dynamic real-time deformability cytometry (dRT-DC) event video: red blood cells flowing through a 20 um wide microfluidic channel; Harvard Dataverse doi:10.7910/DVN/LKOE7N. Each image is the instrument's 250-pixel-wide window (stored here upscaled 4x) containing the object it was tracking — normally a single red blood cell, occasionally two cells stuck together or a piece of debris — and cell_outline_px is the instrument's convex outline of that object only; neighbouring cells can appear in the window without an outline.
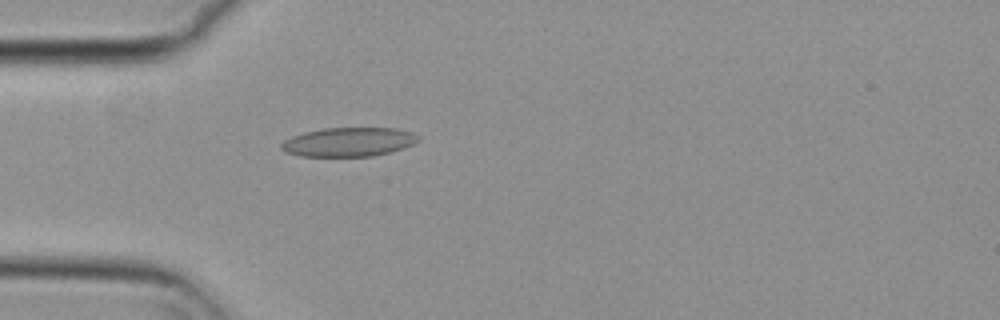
{"species": "common noctule bat (a hibernating species)", "species_latin": "Nyctalus noctula", "temperature_condition": "cold", "stored_images_in_passage": 35, "camera_frame_rate_fps": 3000, "um_per_image_px": 0.085, "animal": {"sex": "female", "body_mass_g": 29.2, "forearm_length_mm": 56.3}, "frame": {"image": 1, "passage_image": 2, "time_ms": 0.333, "image_size_px": [1000, 320], "cell_outline_px": [[420, 140], [404, 148], [372, 156], [300, 156], [284, 152], [280, 148], [280, 144], [284, 140], [292, 136], [304, 132], [324, 128], [396, 128], [412, 132], [420, 136]], "centroid_in_image_um": [29.62, 12.06], "position_along_channel_um": 55.4, "area_um2": 23.24}}
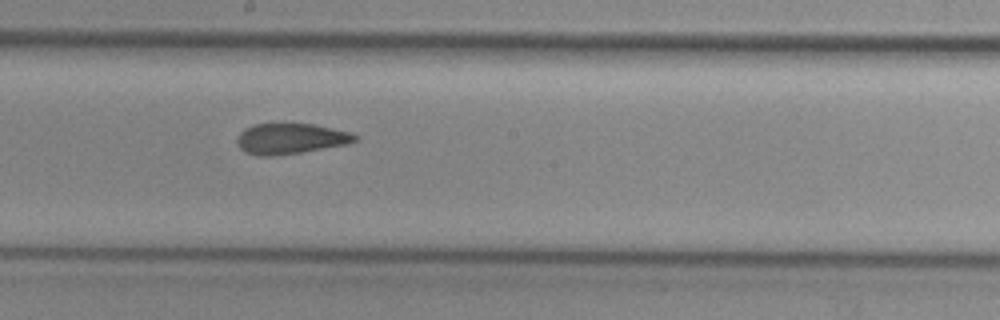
{"frame": {"image": 2, "passage_image": 16, "time_ms": 5.0, "image_size_px": [1000, 320], "cell_outline_px": [[360, 136], [356, 140], [348, 144], [300, 152], [268, 156], [260, 156], [244, 152], [240, 148], [236, 140], [236, 136], [244, 128], [256, 124], [312, 124], [352, 132]], "centroid_in_image_um": [24.69, 11.78], "position_along_channel_um": 223.5, "area_um2": 20.98}}
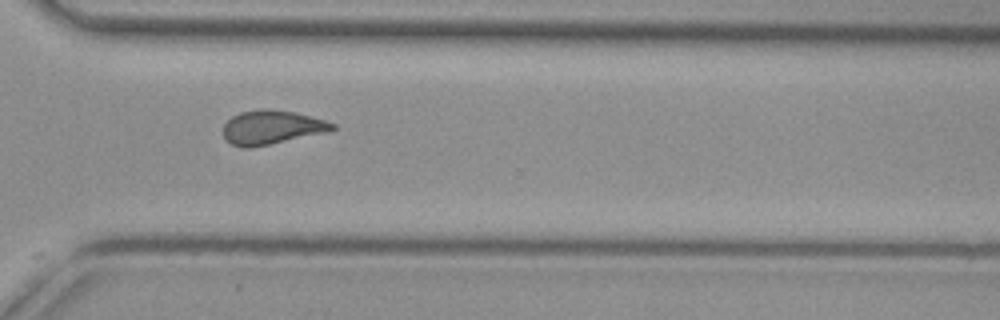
{"frame": {"image": 3, "passage_image": 26, "time_ms": 8.333, "image_size_px": [1000, 320], "cell_outline_px": [[336, 128], [328, 132], [252, 148], [244, 148], [232, 144], [224, 136], [224, 124], [232, 116], [240, 112], [264, 108], [268, 108], [296, 112], [324, 120], [336, 124]], "centroid_in_image_um": [23.11, 10.82], "position_along_channel_um": 347.5, "area_um2": 21.68}, "authors_computed_cell_mechanics": {"area_um2": 21.5594, "velocity_mm_per_s": 3.7248, "shape_relaxation_time_tau1_ms": null, "shape_relaxation_time_tau2_ms": 2.7484, "deformation_change_tau1": null, "deformation_change_tau2": 0.0925}}